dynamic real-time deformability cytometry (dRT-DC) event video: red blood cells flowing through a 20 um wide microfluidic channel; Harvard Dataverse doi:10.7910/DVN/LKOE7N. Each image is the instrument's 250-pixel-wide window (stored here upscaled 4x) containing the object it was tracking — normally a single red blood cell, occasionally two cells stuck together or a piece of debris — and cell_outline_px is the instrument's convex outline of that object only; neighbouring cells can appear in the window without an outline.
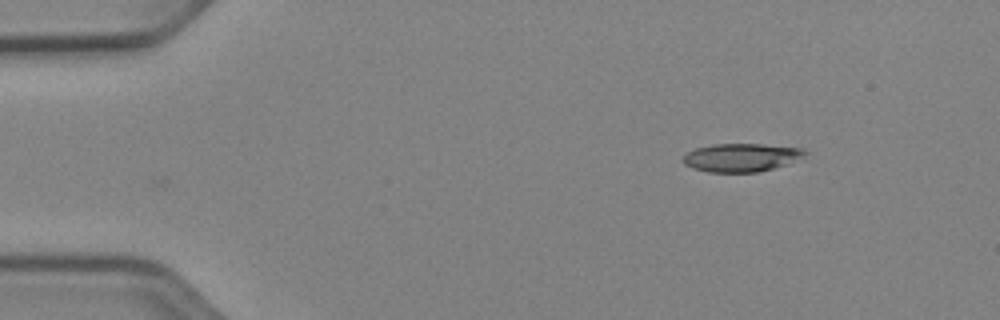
{"species": "Egyptian fruit bat (a non-hibernating species)", "species_latin": "Rousettus aegyptiacus", "temperature_condition": "cold", "stored_images_in_passage": 2, "camera_frame_rate_fps": 3000, "um_per_image_px": 0.085, "animal": {"sex": "female"}, "frame": {"image": 1, "passage_image": 1, "time_ms": 0.0, "image_size_px": [1000, 320], "cell_outline_px": [[808, 152], [788, 164], [760, 172], [708, 172], [692, 168], [684, 164], [680, 156], [684, 152], [696, 148], [712, 144], [764, 144], [804, 148]], "centroid_in_image_um": [62.95, 13.38], "position_along_channel_um": 22.1, "area_um2": 20.35}}